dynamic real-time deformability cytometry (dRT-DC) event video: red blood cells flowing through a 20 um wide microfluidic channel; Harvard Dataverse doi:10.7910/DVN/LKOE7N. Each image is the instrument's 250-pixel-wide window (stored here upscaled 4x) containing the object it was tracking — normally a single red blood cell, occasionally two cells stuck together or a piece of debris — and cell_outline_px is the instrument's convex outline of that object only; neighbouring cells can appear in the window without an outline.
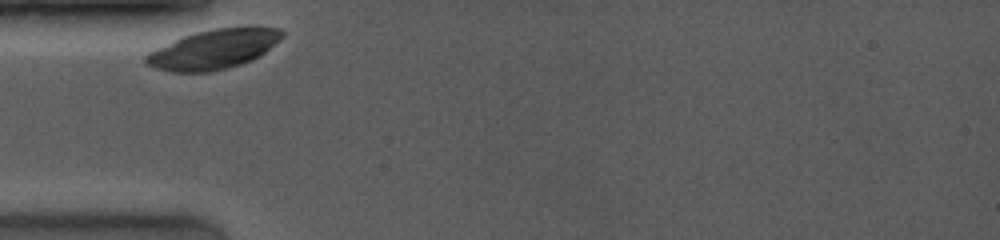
{"species": "common noctule bat (a hibernating species)", "species_latin": "Nyctalus noctula", "temperature_condition": "room temperature", "stored_images_in_passage": 8, "camera_frame_rate_fps": 4000, "um_per_image_px": 0.085, "animal": {"sex": "female", "body_mass_g": 19.0, "forearm_length_mm": 53.3}, "frame": {"image": 1, "passage_image": 1, "time_ms": 0.0, "image_size_px": [1000, 240], "cell_outline_px": [[284, 36], [280, 40], [264, 52], [252, 60], [228, 68], [212, 72], [172, 72], [156, 68], [148, 64], [144, 60], [144, 56], [148, 52], [184, 36], [196, 32], [212, 28], [248, 24], [280, 28], [284, 32]], "centroid_in_image_um": [18.23, 4.14], "position_along_channel_um": 66.8, "area_um2": 31.91}}